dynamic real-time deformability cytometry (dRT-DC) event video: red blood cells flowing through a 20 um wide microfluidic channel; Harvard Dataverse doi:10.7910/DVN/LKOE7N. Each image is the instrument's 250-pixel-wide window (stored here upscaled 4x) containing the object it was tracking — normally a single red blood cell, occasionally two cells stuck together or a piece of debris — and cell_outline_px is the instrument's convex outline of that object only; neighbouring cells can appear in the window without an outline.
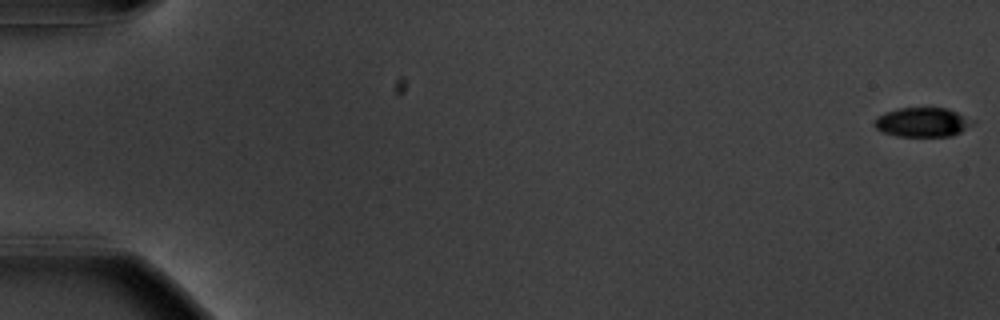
{"species": "common noctule bat (a hibernating species)", "species_latin": "Nyctalus noctula", "temperature_condition": "warm", "stored_images_in_passage": 11, "camera_frame_rate_fps": 3000, "um_per_image_px": 0.085, "animal": {"sex": "male", "body_mass_g": 20.1, "forearm_length_mm": 53.5}, "frame": {"image": 1, "passage_image": 1, "time_ms": 0.0, "image_size_px": [1000, 320], "cell_outline_px": [[976, 120], [972, 124], [960, 132], [952, 136], [896, 136], [880, 132], [872, 124], [884, 112], [900, 108], [948, 108]], "centroid_in_image_um": [78.41, 10.39], "position_along_channel_um": 6.6, "area_um2": 16.82}}